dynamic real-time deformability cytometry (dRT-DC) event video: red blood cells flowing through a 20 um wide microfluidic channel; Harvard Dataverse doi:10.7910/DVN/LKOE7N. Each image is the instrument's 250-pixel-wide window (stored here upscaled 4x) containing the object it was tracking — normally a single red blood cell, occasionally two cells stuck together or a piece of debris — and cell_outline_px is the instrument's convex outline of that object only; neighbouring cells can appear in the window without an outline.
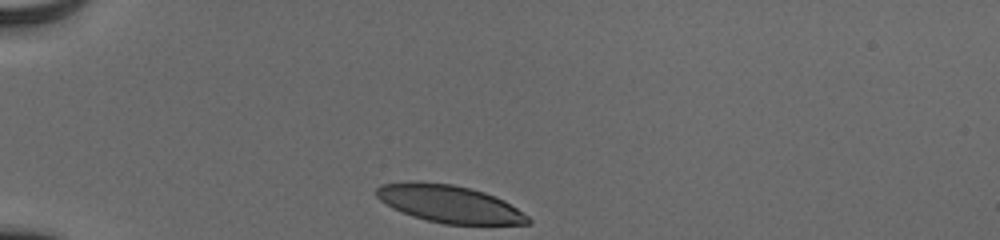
{"species": "human", "species_latin": "Homo sapiens", "temperature_condition": "cold", "stored_images_in_passage": 32, "camera_frame_rate_fps": 3000, "um_per_image_px": 0.085, "donor": {"sex": "male"}, "frame": {"image": 1, "passage_image": 1, "time_ms": 0.0, "image_size_px": [1000, 240], "cell_outline_px": [[532, 224], [444, 224], [412, 216], [392, 208], [380, 200], [376, 196], [376, 188], [380, 184], [404, 180], [420, 180], [452, 184], [472, 188], [484, 192], [504, 200], [528, 216], [532, 220]], "centroid_in_image_um": [38.15, 17.3], "position_along_channel_um": 46.9, "area_um2": 33.47}}
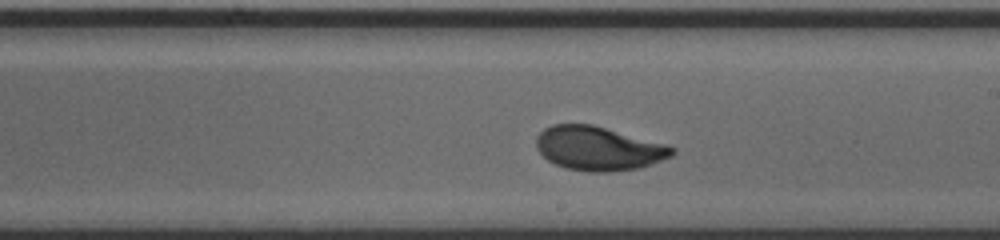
{"frame": {"image": 2, "passage_image": 19, "time_ms": 6.0, "image_size_px": [1000, 240], "cell_outline_px": [[676, 152], [672, 156], [652, 164], [640, 168], [612, 172], [588, 172], [564, 168], [548, 160], [536, 148], [536, 136], [544, 128], [552, 124], [592, 124], [664, 144], [676, 148]], "centroid_in_image_um": [50.86, 12.63], "position_along_channel_um": 238.1, "area_um2": 34.85}}
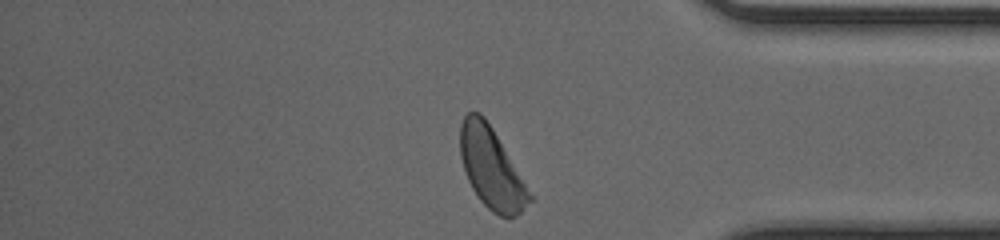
{"frame": {"image": 3, "passage_image": 32, "time_ms": 10.333, "image_size_px": [1000, 240], "cell_outline_px": [[532, 200], [516, 216], [500, 216], [492, 212], [480, 200], [472, 188], [468, 180], [460, 156], [460, 124], [464, 116], [468, 112], [480, 112], [484, 116], [492, 128], [532, 196]], "centroid_in_image_um": [41.73, 14.28], "position_along_channel_um": 393.5, "area_um2": 31.85}, "authors_computed_cell_mechanics": {"area_um2": 34.4199, "velocity_mm_per_s": 3.8708, "shape_relaxation_time_tau1_ms": 2.9048, "shape_relaxation_time_tau2_ms": 0.9277, "deformation_change_tau1": 0.1407, "deformation_change_tau2": 0.0586}}